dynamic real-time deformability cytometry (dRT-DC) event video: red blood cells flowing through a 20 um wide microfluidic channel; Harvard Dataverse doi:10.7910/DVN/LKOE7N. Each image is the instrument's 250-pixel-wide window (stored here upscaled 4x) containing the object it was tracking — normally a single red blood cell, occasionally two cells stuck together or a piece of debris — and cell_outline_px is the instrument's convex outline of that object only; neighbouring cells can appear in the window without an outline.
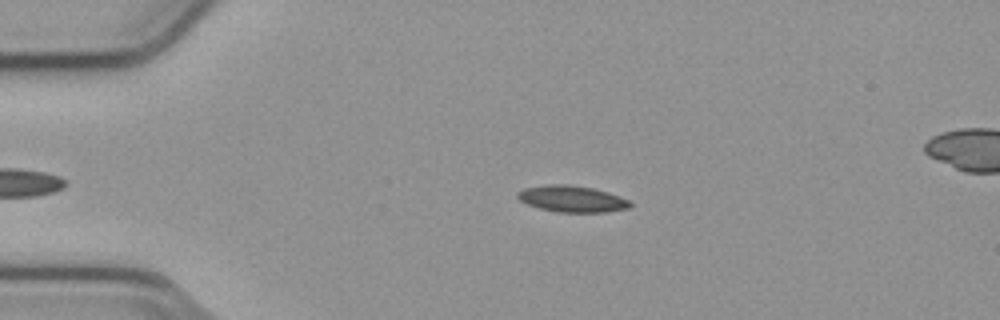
{"species": "common noctule bat (a hibernating species)", "species_latin": "Nyctalus noctula", "temperature_condition": "cold", "stored_images_in_passage": 43, "camera_frame_rate_fps": 3000, "um_per_image_px": 0.085, "animal": {"sex": "male", "body_mass_g": 23.1, "forearm_length_mm": 52.7}, "frame": {"image": 1, "passage_image": 12, "time_ms": 3.667, "image_size_px": [1000, 320], "cell_outline_px": [[632, 204], [628, 208], [604, 212], [560, 212], [540, 208], [528, 204], [520, 200], [516, 196], [516, 192], [524, 188], [544, 184], [568, 184], [592, 188], [608, 192], [620, 196], [628, 200]], "centroid_in_image_um": [48.59, 16.89], "position_along_channel_um": 36.4, "area_um2": 17.28}}
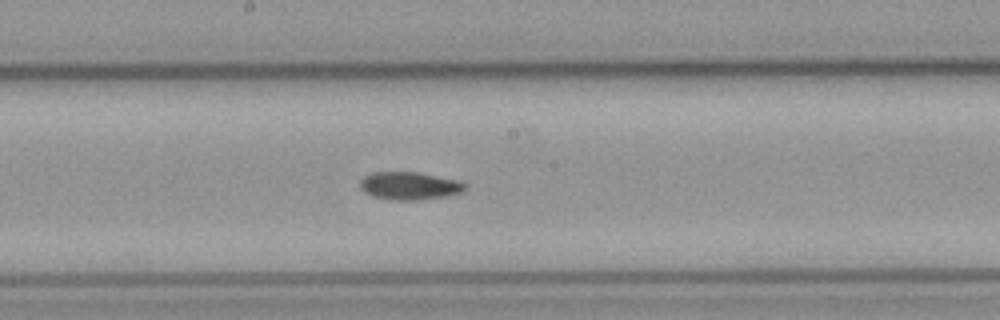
{"frame": {"image": 2, "passage_image": 29, "time_ms": 9.333, "image_size_px": [1000, 320], "cell_outline_px": [[468, 188], [460, 192], [448, 196], [420, 200], [392, 200], [372, 196], [364, 192], [360, 188], [360, 180], [364, 176], [372, 172], [416, 172], [460, 180], [468, 184]], "centroid_in_image_um": [34.83, 15.8], "position_along_channel_um": 213.4, "area_um2": 17.28}}
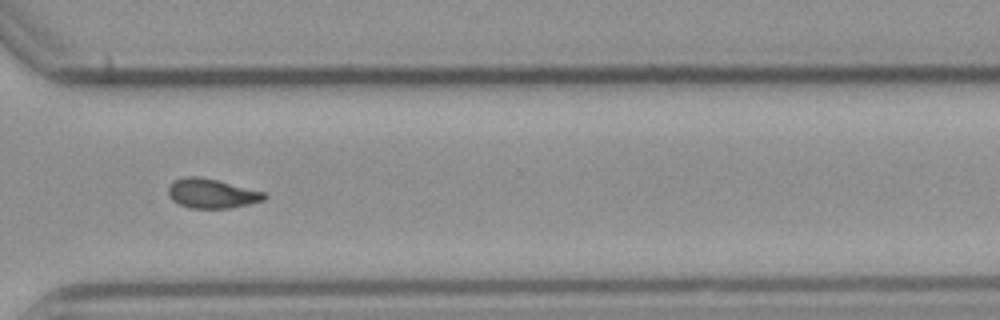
{"frame": {"image": 3, "passage_image": 40, "time_ms": 13.0, "image_size_px": [1000, 320], "cell_outline_px": [[268, 196], [264, 200], [248, 204], [228, 208], [192, 208], [180, 204], [172, 200], [168, 196], [168, 188], [172, 180], [184, 176], [200, 176], [268, 192]], "centroid_in_image_um": [18.01, 16.43], "position_along_channel_um": 352.6, "area_um2": 16.7}, "authors_computed_cell_mechanics": {"area_um2": 16.5308, "velocity_mm_per_s": 3.8031, "shape_relaxation_time_tau1_ms": null, "shape_relaxation_time_tau2_ms": 5.4993, "deformation_change_tau1": null, "deformation_change_tau2": 0.1101}}